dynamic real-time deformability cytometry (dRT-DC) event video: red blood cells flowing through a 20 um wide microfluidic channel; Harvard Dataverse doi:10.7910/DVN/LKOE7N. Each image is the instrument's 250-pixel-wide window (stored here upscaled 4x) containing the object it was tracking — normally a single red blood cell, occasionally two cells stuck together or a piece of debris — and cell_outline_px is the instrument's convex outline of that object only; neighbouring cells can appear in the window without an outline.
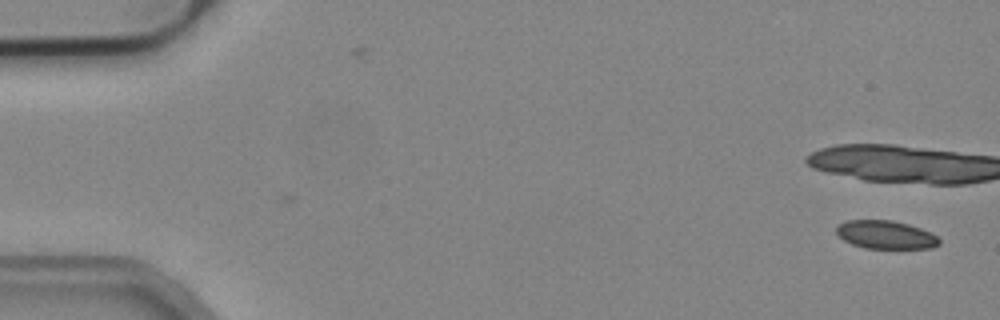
{"species": "common noctule bat (a hibernating species)", "species_latin": "Nyctalus noctula", "temperature_condition": "cold", "stored_images_in_passage": 16, "camera_frame_rate_fps": 3000, "um_per_image_px": 0.085, "animal": {"sex": "male", "body_mass_g": 19.2, "forearm_length_mm": 51.8}, "frame": {"image": 1, "passage_image": 1, "time_ms": 0.0, "image_size_px": [1000, 320], "cell_outline_px": [[940, 244], [932, 248], [864, 248], [852, 244], [844, 240], [836, 232], [836, 224], [848, 220], [892, 220], [908, 224], [932, 232], [940, 240]], "centroid_in_image_um": [75.28, 19.95], "position_along_channel_um": 9.7, "area_um2": 16.99}}